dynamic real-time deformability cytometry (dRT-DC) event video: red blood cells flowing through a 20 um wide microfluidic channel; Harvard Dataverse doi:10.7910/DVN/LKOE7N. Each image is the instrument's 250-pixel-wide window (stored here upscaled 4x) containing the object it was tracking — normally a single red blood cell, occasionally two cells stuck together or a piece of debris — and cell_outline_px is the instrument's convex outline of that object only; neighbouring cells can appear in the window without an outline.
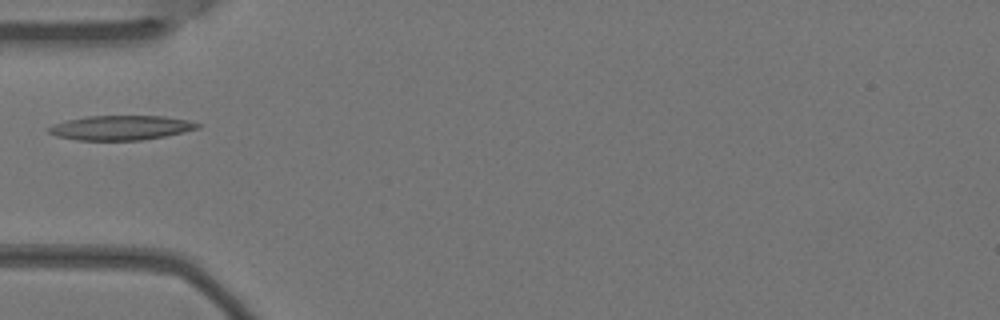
{"species": "Egyptian fruit bat (a non-hibernating species)", "species_latin": "Rousettus aegyptiacus", "temperature_condition": "warm", "stored_images_in_passage": 5, "camera_frame_rate_fps": 3000, "um_per_image_px": 0.085, "animal": {"sex": "female"}, "frame": {"image": 1, "passage_image": 4, "time_ms": 1.0, "image_size_px": [1000, 320], "cell_outline_px": [[200, 128], [164, 136], [140, 140], [76, 140], [56, 136], [48, 132], [48, 128], [52, 124], [64, 120], [88, 116], [164, 116], [188, 120], [200, 124]], "centroid_in_image_um": [10.23, 10.85], "position_along_channel_um": 74.8, "area_um2": 21.27}}
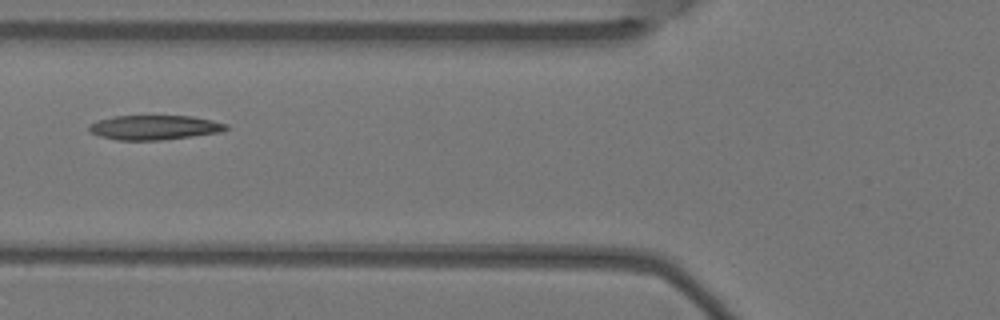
{"frame": {"image": 2, "passage_image": 5, "time_ms": 1.333, "image_size_px": [1000, 320], "cell_outline_px": [[228, 128], [220, 132], [192, 136], [160, 140], [116, 140], [100, 136], [92, 132], [88, 128], [92, 124], [100, 120], [112, 116], [192, 116], [212, 120], [228, 124]], "centroid_in_image_um": [13.16, 10.83], "position_along_channel_um": 112.6, "area_um2": 19.36}}